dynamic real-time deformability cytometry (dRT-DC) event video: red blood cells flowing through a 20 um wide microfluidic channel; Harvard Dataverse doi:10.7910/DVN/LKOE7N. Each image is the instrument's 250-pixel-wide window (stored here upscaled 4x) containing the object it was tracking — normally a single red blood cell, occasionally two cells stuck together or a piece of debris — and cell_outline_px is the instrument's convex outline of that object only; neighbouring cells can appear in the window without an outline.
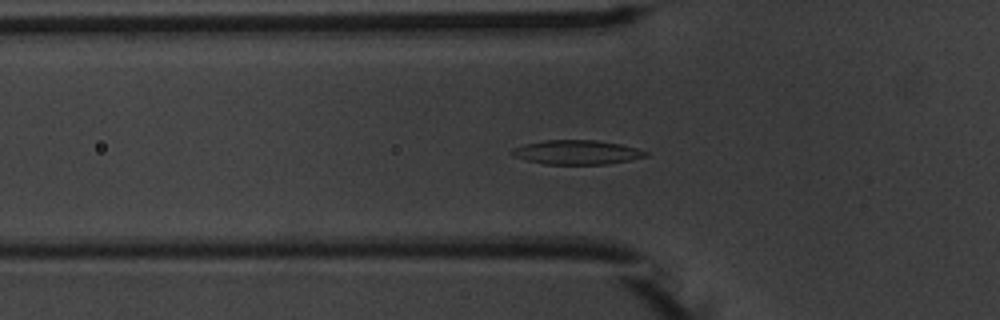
{"species": "common noctule bat (a hibernating species)", "species_latin": "Nyctalus noctula", "temperature_condition": "warm", "stored_images_in_passage": 39, "camera_frame_rate_fps": 3000, "um_per_image_px": 0.085, "animal": {"sex": "male", "body_mass_g": 20.1, "forearm_length_mm": 53.5}, "frame": {"image": 1, "passage_image": 3, "time_ms": 0.667, "image_size_px": [1000, 320], "cell_outline_px": [[648, 156], [632, 160], [608, 164], [544, 164], [512, 156], [508, 152], [512, 148], [524, 144], [544, 140], [596, 140], [620, 144], [636, 148], [648, 152]], "centroid_in_image_um": [49.01, 12.94], "position_along_channel_um": 76.8, "area_um2": 19.02}}
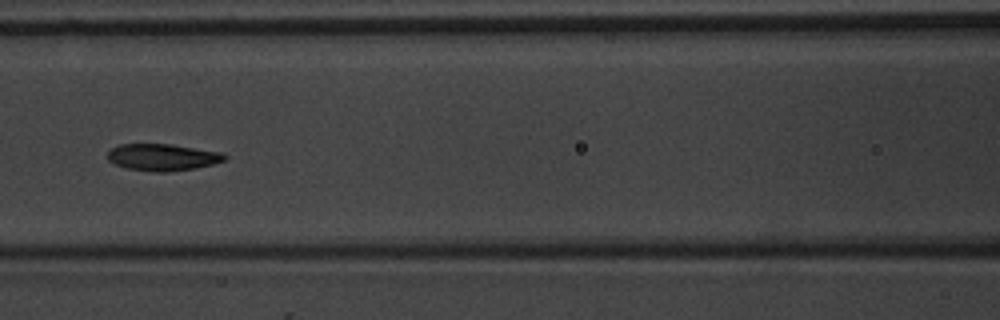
{"frame": {"image": 2, "passage_image": 9, "time_ms": 2.667, "image_size_px": [1000, 320], "cell_outline_px": [[228, 156], [224, 160], [212, 164], [196, 168], [168, 172], [152, 172], [128, 168], [116, 164], [108, 160], [108, 152], [112, 148], [120, 144], [172, 144], [224, 152]], "centroid_in_image_um": [13.86, 13.36], "position_along_channel_um": 152.7, "area_um2": 18.38}}
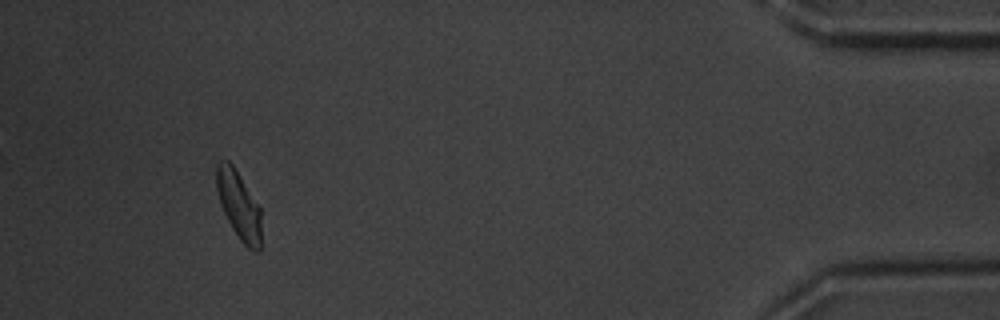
{"frame": {"image": 3, "passage_image": 35, "time_ms": 11.333, "image_size_px": [1000, 320], "cell_outline_px": [[260, 252], [252, 252], [240, 240], [232, 228], [220, 204], [216, 188], [216, 164], [220, 160], [228, 160], [232, 164], [260, 208]], "centroid_in_image_um": [20.28, 17.45], "position_along_channel_um": 414.9, "area_um2": 17.57}, "authors_computed_cell_mechanics": {"area_um2": 18.2648, "velocity_mm_per_s": 3.754, "shape_relaxation_time_tau1_ms": 3.4827, "shape_relaxation_time_tau2_ms": 2.7907, "deformation_change_tau1": 0.1328, "deformation_change_tau2": 0.0931}}